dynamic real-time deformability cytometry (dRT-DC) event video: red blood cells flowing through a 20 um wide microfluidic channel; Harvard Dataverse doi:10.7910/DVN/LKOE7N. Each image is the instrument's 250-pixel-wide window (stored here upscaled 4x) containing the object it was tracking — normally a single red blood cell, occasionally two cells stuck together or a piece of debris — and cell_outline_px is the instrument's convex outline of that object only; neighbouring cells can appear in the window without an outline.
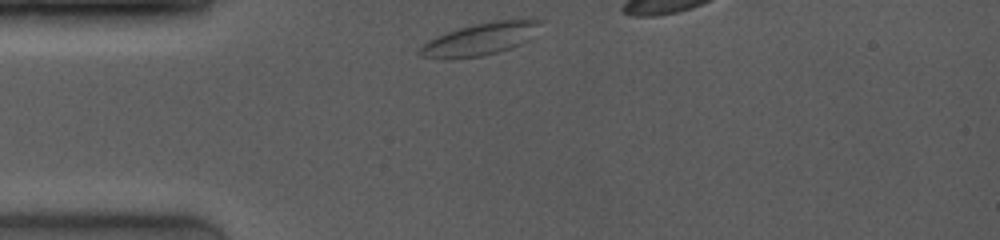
{"species": "common noctule bat (a hibernating species)", "species_latin": "Nyctalus noctula", "temperature_condition": "room temperature", "stored_images_in_passage": 11, "camera_frame_rate_fps": 4000, "um_per_image_px": 0.085, "animal": {"sex": "female", "body_mass_g": 19.0, "forearm_length_mm": 53.3}, "frame": {"image": 1, "passage_image": 1, "time_ms": 0.0, "image_size_px": [1000, 240], "cell_outline_px": [[544, 20], [536, 36], [512, 48], [500, 52], [480, 56], [452, 60], [444, 60], [420, 56], [416, 52], [428, 40], [436, 36], [456, 28], [496, 20]], "centroid_in_image_um": [40.81, 3.35], "position_along_channel_um": 44.2, "area_um2": 23.18}}